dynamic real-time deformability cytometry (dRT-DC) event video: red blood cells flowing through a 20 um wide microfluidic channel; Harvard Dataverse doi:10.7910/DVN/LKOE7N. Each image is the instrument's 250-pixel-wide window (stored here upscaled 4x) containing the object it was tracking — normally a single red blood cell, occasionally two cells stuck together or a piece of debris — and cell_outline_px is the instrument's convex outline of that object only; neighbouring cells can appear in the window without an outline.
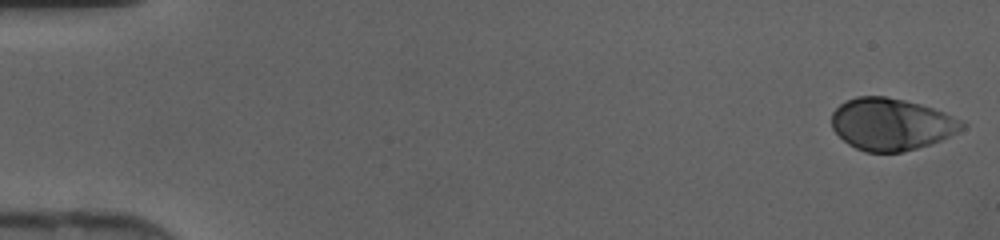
{"species": "human", "species_latin": "Homo sapiens", "temperature_condition": "cold", "stored_images_in_passage": 45, "camera_frame_rate_fps": 3000, "um_per_image_px": 0.085, "donor": {"sex": "female"}, "frame": {"image": 1, "passage_image": 1, "time_ms": 0.0, "image_size_px": [1000, 240], "cell_outline_px": [[968, 124], [964, 128], [940, 140], [916, 148], [900, 152], [864, 152], [848, 144], [832, 128], [832, 112], [840, 104], [856, 96], [884, 96], [904, 100], [920, 104], [944, 112], [964, 120]], "centroid_in_image_um": [75.77, 10.55], "position_along_channel_um": 9.2, "area_um2": 39.36}}
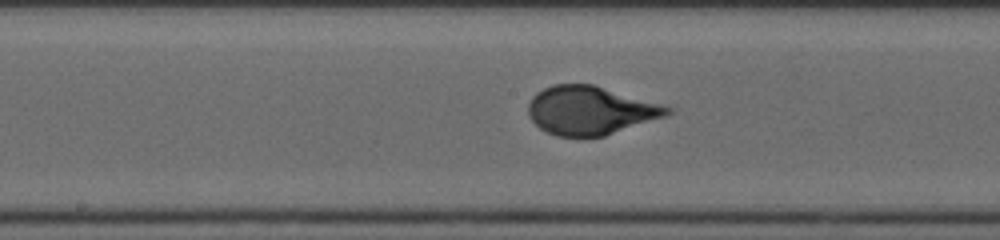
{"frame": {"image": 2, "passage_image": 24, "time_ms": 7.667, "image_size_px": [1000, 240], "cell_outline_px": [[676, 108], [668, 116], [604, 136], [556, 136], [540, 128], [528, 116], [528, 104], [532, 96], [536, 92], [552, 84], [592, 84]], "centroid_in_image_um": [50.2, 9.38], "position_along_channel_um": 198.0, "area_um2": 39.42}}
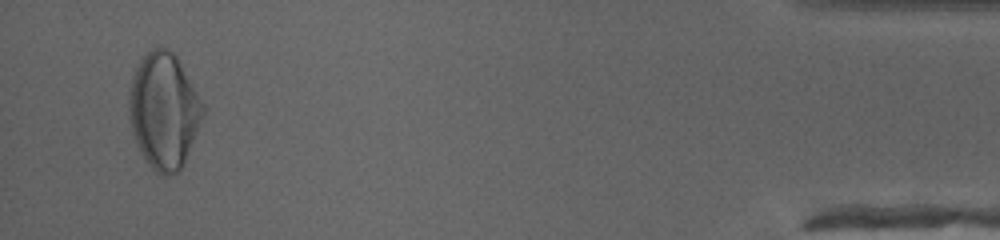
{"frame": {"image": 3, "passage_image": 44, "time_ms": 14.333, "image_size_px": [1000, 240], "cell_outline_px": [[208, 108], [184, 160], [180, 168], [176, 172], [164, 176], [156, 172], [144, 160], [136, 144], [132, 132], [128, 116], [128, 104], [132, 76], [140, 60], [152, 48], [160, 44], [172, 52], [176, 56]], "centroid_in_image_um": [13.93, 9.38], "position_along_channel_um": 421.3, "area_um2": 50.23}}